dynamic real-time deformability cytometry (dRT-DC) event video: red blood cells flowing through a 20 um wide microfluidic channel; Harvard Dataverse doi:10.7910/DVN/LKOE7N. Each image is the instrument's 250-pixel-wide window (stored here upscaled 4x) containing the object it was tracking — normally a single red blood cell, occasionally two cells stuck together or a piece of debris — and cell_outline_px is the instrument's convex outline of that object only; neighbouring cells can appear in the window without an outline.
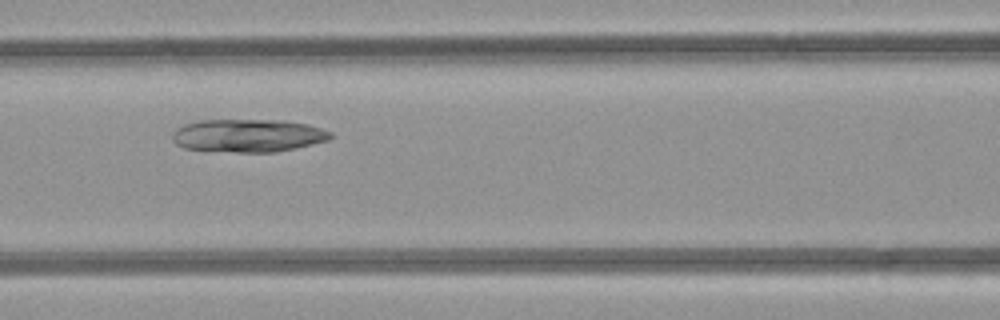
{"species": "common noctule bat (a hibernating species)", "species_latin": "Nyctalus noctula", "temperature_condition": "room temperature", "stored_images_in_passage": 5, "camera_frame_rate_fps": 3000, "um_per_image_px": 0.085, "animal": {"sex": "female", "body_mass_g": 21.9}, "frame": {"image": 1, "passage_image": 3, "time_ms": 2.0, "image_size_px": [1000, 320], "cell_outline_px": [[332, 136], [328, 140], [296, 148], [276, 152], [236, 152], [184, 148], [176, 144], [172, 140], [172, 132], [176, 128], [184, 124], [200, 120], [280, 120], [308, 124], [332, 132]], "centroid_in_image_um": [21.07, 11.52], "position_along_channel_um": 145.5, "area_um2": 30.4}}